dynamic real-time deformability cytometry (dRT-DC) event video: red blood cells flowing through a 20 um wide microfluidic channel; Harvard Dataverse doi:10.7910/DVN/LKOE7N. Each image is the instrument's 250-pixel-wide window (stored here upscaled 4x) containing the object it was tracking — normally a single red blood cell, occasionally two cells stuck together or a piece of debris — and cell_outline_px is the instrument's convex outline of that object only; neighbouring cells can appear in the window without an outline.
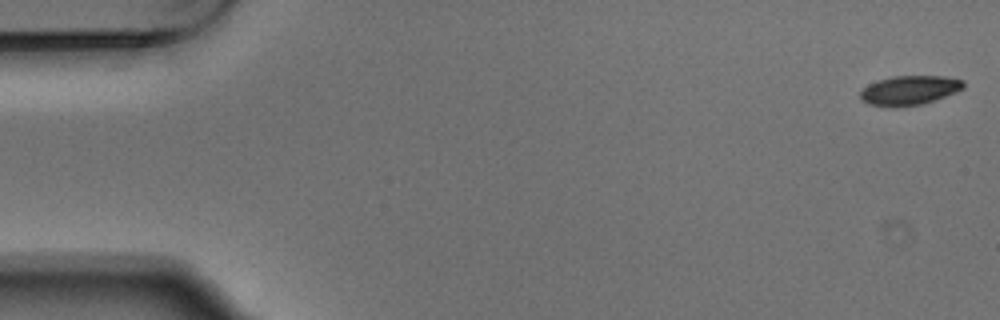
{"species": "Egyptian fruit bat (a non-hibernating species)", "species_latin": "Rousettus aegyptiacus", "temperature_condition": "warm", "stored_images_in_passage": 5, "camera_frame_rate_fps": 3000, "um_per_image_px": 0.085, "animal": {"sex": "male"}, "frame": {"image": 1, "passage_image": 1, "time_ms": 0.0, "image_size_px": [1000, 320], "cell_outline_px": [[964, 88], [944, 96], [920, 104], [896, 108], [892, 108], [868, 104], [860, 100], [860, 92], [868, 84], [892, 76], [944, 76], [964, 80]], "centroid_in_image_um": [77.26, 7.68], "position_along_channel_um": 7.7, "area_um2": 17.63}}
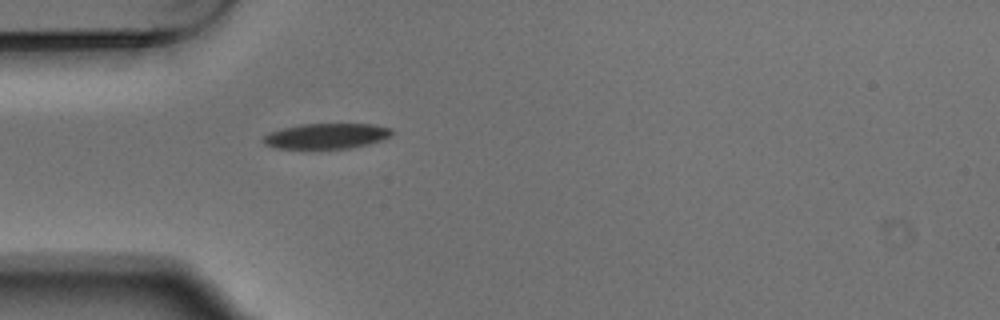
{"frame": {"image": 2, "passage_image": 5, "time_ms": 1.333, "image_size_px": [1000, 320], "cell_outline_px": [[392, 132], [388, 136], [380, 140], [368, 144], [348, 148], [276, 148], [264, 144], [260, 140], [268, 132], [300, 124], [376, 124], [392, 128]], "centroid_in_image_um": [27.71, 11.55], "position_along_channel_um": 57.3, "area_um2": 18.9}}